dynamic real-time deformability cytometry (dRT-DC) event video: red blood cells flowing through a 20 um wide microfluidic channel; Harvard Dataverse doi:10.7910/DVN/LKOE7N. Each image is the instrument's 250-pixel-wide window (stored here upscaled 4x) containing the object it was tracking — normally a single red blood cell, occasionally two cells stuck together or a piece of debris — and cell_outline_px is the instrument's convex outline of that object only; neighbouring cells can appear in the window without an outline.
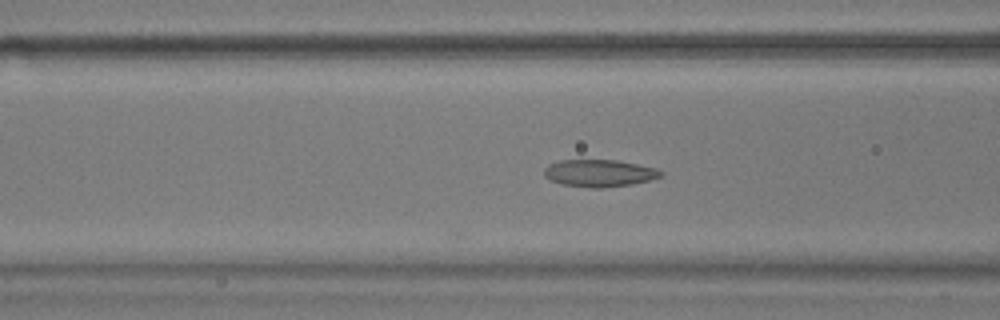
{"species": "common noctule bat (a hibernating species)", "species_latin": "Nyctalus noctula", "temperature_condition": "warm", "stored_images_in_passage": 33, "camera_frame_rate_fps": 3000, "um_per_image_px": 0.085, "animal": {"sex": "male", "body_mass_g": 17.9}, "frame": {"image": 1, "passage_image": 4, "time_ms": 1.0, "image_size_px": [1000, 320], "cell_outline_px": [[664, 176], [632, 184], [600, 188], [592, 188], [564, 184], [552, 180], [544, 176], [544, 168], [548, 164], [560, 160], [616, 160], [656, 168], [664, 172]], "centroid_in_image_um": [50.96, 14.71], "position_along_channel_um": 115.6, "area_um2": 18.38}}
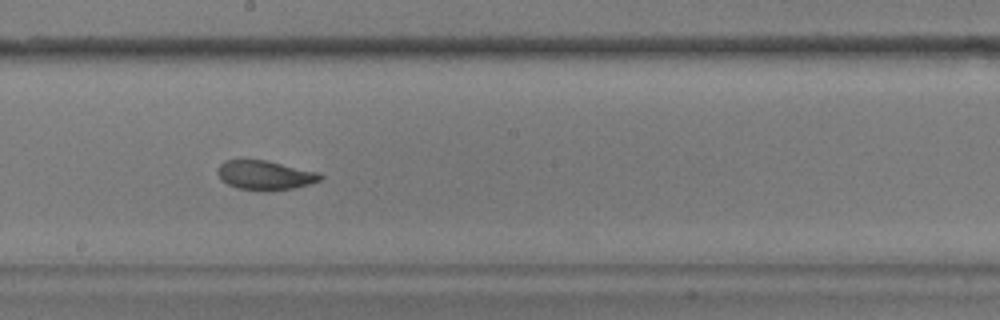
{"frame": {"image": 2, "passage_image": 13, "time_ms": 4.0, "image_size_px": [1000, 320], "cell_outline_px": [[324, 176], [320, 180], [296, 188], [236, 188], [220, 180], [216, 172], [216, 168], [224, 160], [268, 160], [320, 172]], "centroid_in_image_um": [22.51, 14.84], "position_along_channel_um": 225.7, "area_um2": 17.17}}
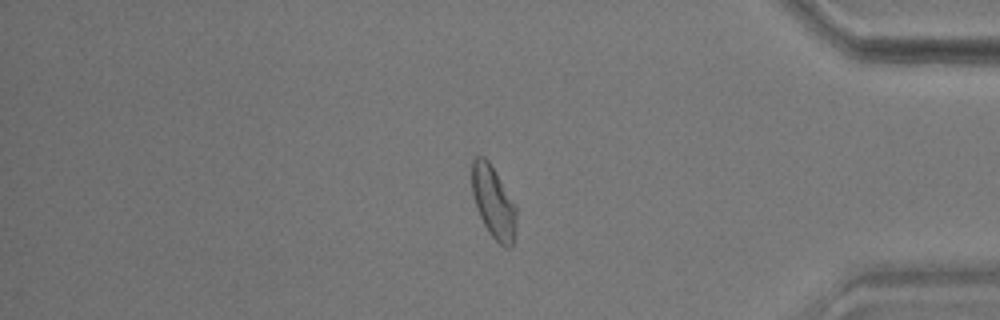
{"frame": {"image": 3, "passage_image": 29, "time_ms": 9.333, "image_size_px": [1000, 320], "cell_outline_px": [[516, 232], [512, 248], [508, 248], [500, 244], [488, 232], [476, 208], [472, 196], [472, 160], [476, 156], [484, 156], [488, 160], [496, 172], [516, 204]], "centroid_in_image_um": [41.96, 17.19], "position_along_channel_um": 393.2, "area_um2": 18.96}}